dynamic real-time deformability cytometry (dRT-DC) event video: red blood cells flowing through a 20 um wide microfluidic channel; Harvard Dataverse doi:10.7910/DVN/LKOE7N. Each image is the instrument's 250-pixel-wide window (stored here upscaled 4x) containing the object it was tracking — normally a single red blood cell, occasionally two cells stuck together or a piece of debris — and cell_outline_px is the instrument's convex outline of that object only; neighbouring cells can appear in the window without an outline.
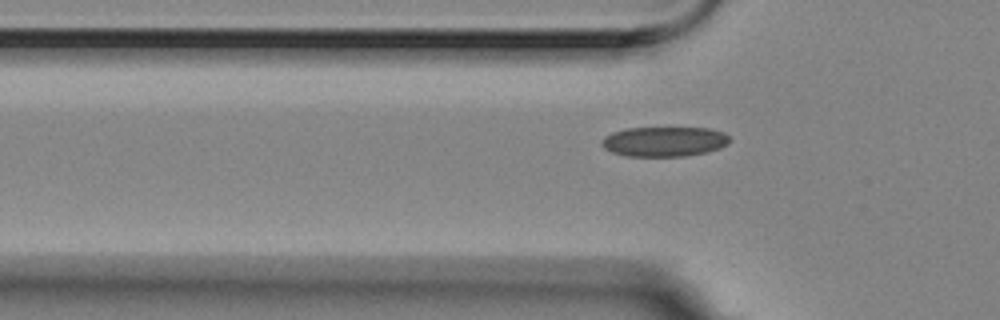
{"species": "Egyptian fruit bat (a non-hibernating species)", "species_latin": "Rousettus aegyptiacus", "temperature_condition": "room temperature", "stored_images_in_passage": 37, "camera_frame_rate_fps": 3000, "um_per_image_px": 0.085, "animal": {"sex": "female"}, "frame": {"image": 1, "passage_image": 5, "time_ms": 1.333, "image_size_px": [1000, 320], "cell_outline_px": [[732, 140], [728, 144], [720, 148], [708, 152], [684, 156], [624, 156], [612, 152], [604, 148], [600, 144], [600, 140], [604, 136], [612, 132], [624, 128], [712, 128], [724, 132]], "centroid_in_image_um": [56.46, 12.03], "position_along_channel_um": 69.3, "area_um2": 22.6}}
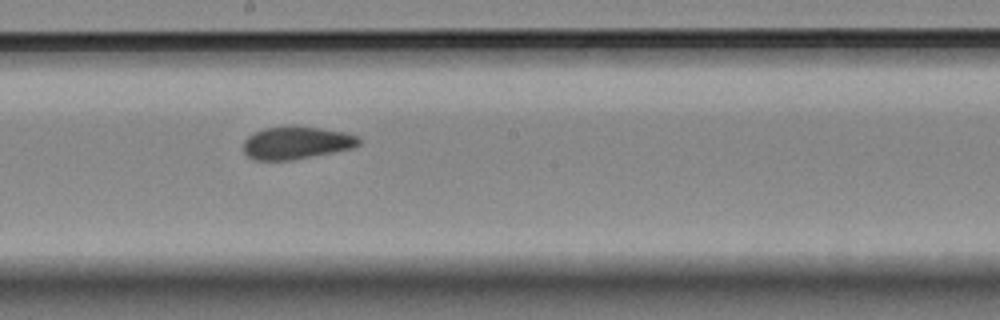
{"frame": {"image": 2, "passage_image": 18, "time_ms": 5.667, "image_size_px": [1000, 320], "cell_outline_px": [[360, 144], [352, 148], [292, 160], [252, 160], [244, 152], [244, 140], [248, 136], [264, 128], [320, 128], [348, 132], [360, 136]], "centroid_in_image_um": [25.22, 12.16], "position_along_channel_um": 223.0, "area_um2": 21.5}}
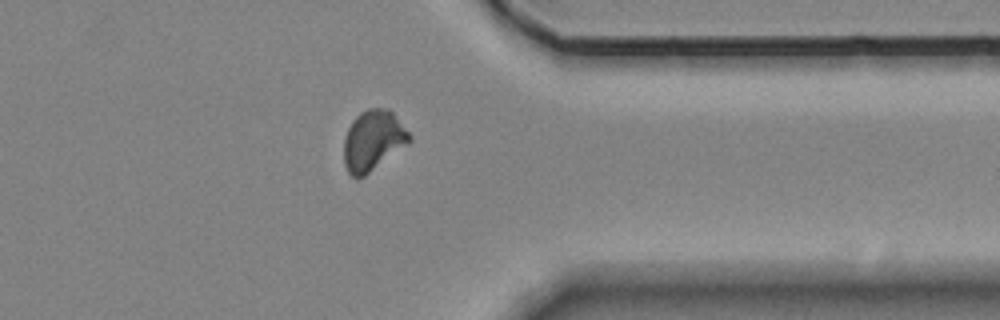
{"frame": {"image": 3, "passage_image": 32, "time_ms": 10.333, "image_size_px": [1000, 320], "cell_outline_px": [[412, 140], [408, 144], [364, 176], [356, 180], [348, 172], [344, 164], [344, 140], [348, 128], [352, 120], [360, 112], [368, 108], [388, 108], [392, 112], [412, 136]], "centroid_in_image_um": [31.7, 11.94], "position_along_channel_um": 379.7, "area_um2": 23.06}}